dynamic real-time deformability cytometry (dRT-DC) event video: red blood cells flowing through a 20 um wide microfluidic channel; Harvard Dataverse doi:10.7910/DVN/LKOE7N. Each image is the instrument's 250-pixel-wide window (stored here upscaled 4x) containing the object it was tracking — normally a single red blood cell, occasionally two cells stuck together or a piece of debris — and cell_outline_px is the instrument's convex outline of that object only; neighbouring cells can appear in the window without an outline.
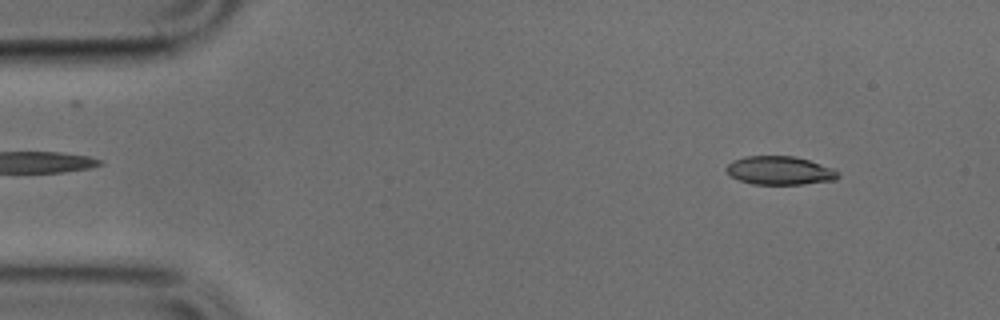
{"species": "common noctule bat (a hibernating species)", "species_latin": "Nyctalus noctula", "temperature_condition": "cold", "stored_images_in_passage": 49, "camera_frame_rate_fps": 3000, "um_per_image_px": 0.085, "animal": {"sex": "male", "body_mass_g": 17.9, "forearm_length_mm": 54.2}, "frame": {"image": 1, "passage_image": 5, "time_ms": 1.333, "image_size_px": [1000, 320], "cell_outline_px": [[840, 176], [836, 180], [804, 184], [752, 184], [740, 180], [732, 176], [724, 168], [732, 160], [744, 156], [792, 156], [808, 160], [836, 168], [840, 172]], "centroid_in_image_um": [66.32, 14.49], "position_along_channel_um": 18.7, "area_um2": 18.73}}
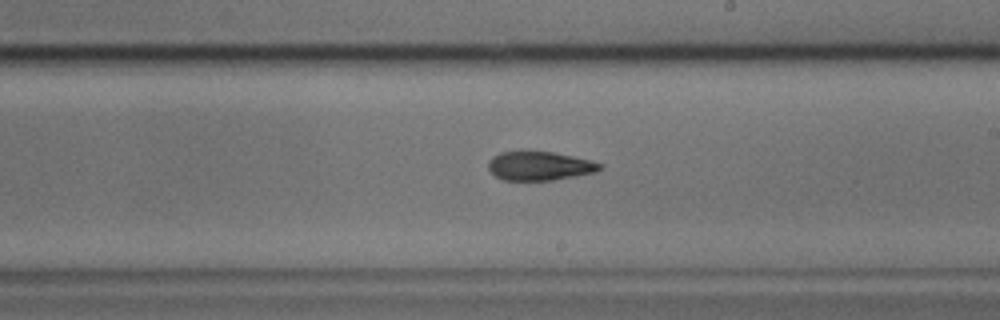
{"frame": {"image": 2, "passage_image": 28, "time_ms": 9.0, "image_size_px": [1000, 320], "cell_outline_px": [[604, 168], [596, 172], [576, 176], [552, 180], [504, 180], [496, 176], [488, 168], [488, 164], [492, 156], [500, 152], [520, 148], [552, 152], [572, 156], [604, 164]], "centroid_in_image_um": [45.84, 14.06], "position_along_channel_um": 243.2, "area_um2": 19.36}}
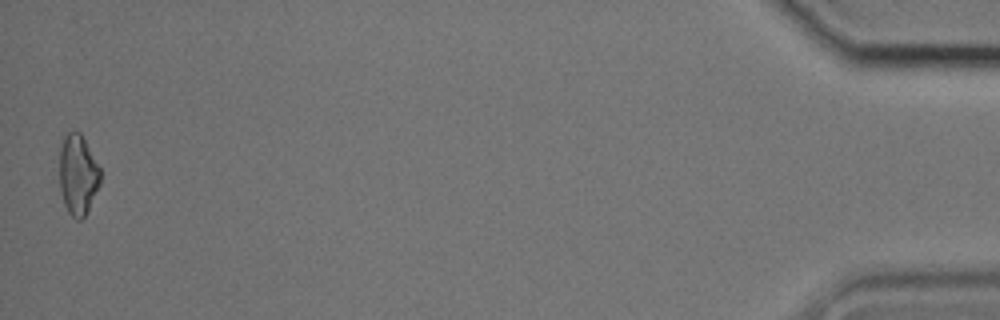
{"frame": {"image": 3, "passage_image": 49, "time_ms": 16.0, "image_size_px": [1000, 320], "cell_outline_px": [[100, 184], [84, 216], [80, 220], [76, 220], [68, 212], [64, 204], [60, 188], [60, 148], [64, 136], [68, 132], [80, 132], [100, 168]], "centroid_in_image_um": [6.61, 14.85], "position_along_channel_um": 428.6, "area_um2": 18.84}}